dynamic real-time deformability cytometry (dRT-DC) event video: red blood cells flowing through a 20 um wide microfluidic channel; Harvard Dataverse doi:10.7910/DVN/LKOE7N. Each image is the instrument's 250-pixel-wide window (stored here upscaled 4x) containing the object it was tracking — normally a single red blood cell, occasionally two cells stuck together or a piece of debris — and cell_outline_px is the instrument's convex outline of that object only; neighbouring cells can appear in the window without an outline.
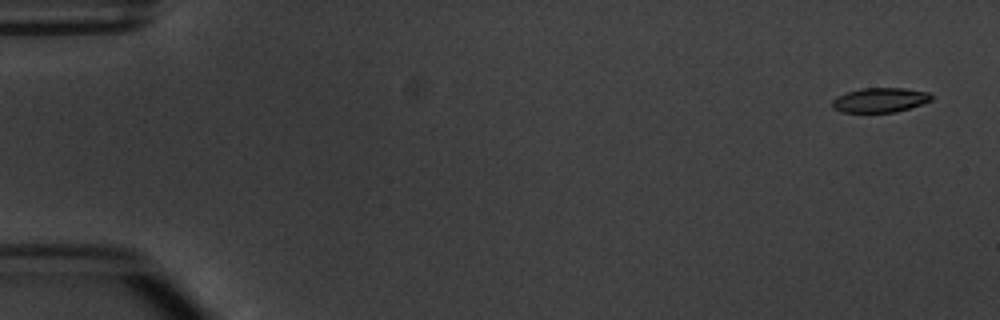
{"species": "common noctule bat (a hibernating species)", "species_latin": "Nyctalus noctula", "temperature_condition": "warm", "stored_images_in_passage": 3, "camera_frame_rate_fps": 3000, "um_per_image_px": 0.085, "animal": {"sex": "male", "body_mass_g": 20.1, "forearm_length_mm": 53.5}, "frame": {"image": 1, "passage_image": 1, "time_ms": 0.0, "image_size_px": [1000, 320], "cell_outline_px": [[932, 100], [896, 112], [840, 112], [832, 108], [832, 100], [836, 96], [860, 88], [904, 88], [928, 92], [932, 96]], "centroid_in_image_um": [74.76, 8.5], "position_along_channel_um": 10.2, "area_um2": 14.16}}